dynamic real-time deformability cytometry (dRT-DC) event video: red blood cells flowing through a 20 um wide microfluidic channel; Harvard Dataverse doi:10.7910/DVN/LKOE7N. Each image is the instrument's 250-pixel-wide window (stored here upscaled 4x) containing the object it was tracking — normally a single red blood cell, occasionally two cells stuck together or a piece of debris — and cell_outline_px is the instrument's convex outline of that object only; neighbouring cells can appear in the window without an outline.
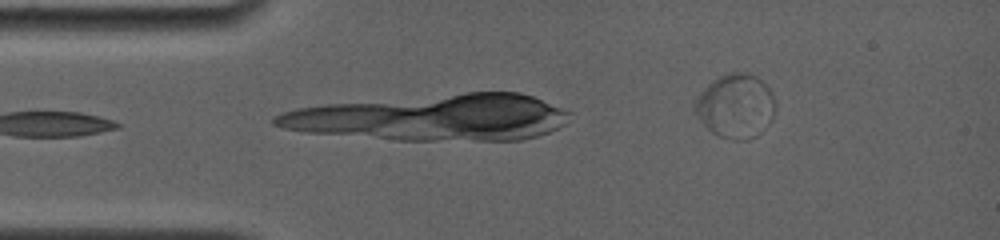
{"species": "common noctule bat (a hibernating species)", "species_latin": "Nyctalus noctula", "temperature_condition": "room temperature", "stored_images_in_passage": 76, "camera_frame_rate_fps": 4000, "um_per_image_px": 0.085, "animal": {"sex": "female", "body_mass_g": 19.0, "forearm_length_mm": 56.7}, "frame": {"image": 1, "passage_image": 1, "time_ms": 0.0, "image_size_px": [1000, 240], "cell_outline_px": [[776, 108], [772, 120], [756, 136], [748, 140], [732, 140], [716, 136], [696, 116], [692, 108], [700, 92], [708, 84], [720, 76], [732, 72], [740, 72], [756, 76], [772, 92], [776, 104]], "centroid_in_image_um": [62.53, 9.04], "position_along_channel_um": 22.5, "area_um2": 30.17}}
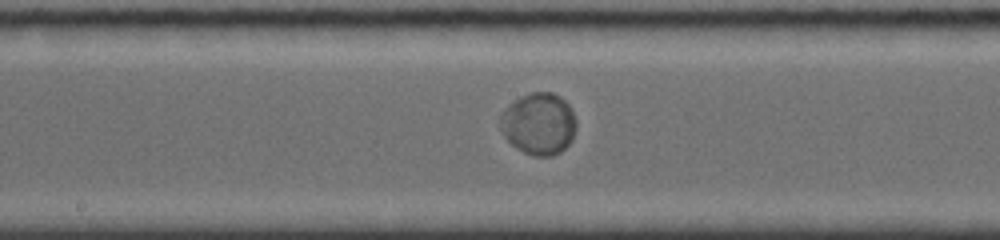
{"frame": {"image": 2, "passage_image": 30, "time_ms": 6.5, "image_size_px": [1000, 240], "cell_outline_px": [[576, 128], [572, 140], [560, 152], [552, 156], [532, 156], [524, 152], [512, 144], [504, 136], [500, 128], [500, 112], [508, 104], [520, 96], [532, 92], [552, 92], [560, 96], [572, 108], [576, 120]], "centroid_in_image_um": [45.79, 10.5], "position_along_channel_um": 202.4, "area_um2": 27.69}}
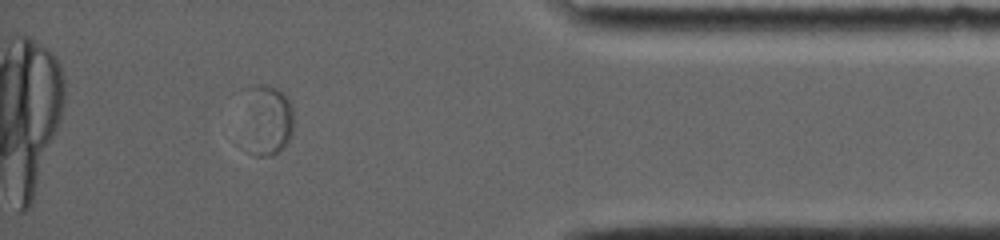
{"frame": {"image": 3, "passage_image": 65, "time_ms": 12.75, "image_size_px": [1000, 240], "cell_outline_px": [[292, 132], [288, 140], [276, 152], [264, 156], [256, 156], [248, 152], [248, 88], [252, 84], [260, 84], [276, 88], [288, 100], [292, 108]], "centroid_in_image_um": [22.76, 10.2], "position_along_channel_um": 412.4, "area_um2": 19.42}, "authors_computed_cell_mechanics": {"area_um2": 26.2123, "velocity_mm_per_s": 3.7254, "shape_relaxation_time_tau1_ms": 1.6205, "shape_relaxation_time_tau2_ms": 0.8828, "deformation_change_tau1": 0.0179, "deformation_change_tau2": null}}